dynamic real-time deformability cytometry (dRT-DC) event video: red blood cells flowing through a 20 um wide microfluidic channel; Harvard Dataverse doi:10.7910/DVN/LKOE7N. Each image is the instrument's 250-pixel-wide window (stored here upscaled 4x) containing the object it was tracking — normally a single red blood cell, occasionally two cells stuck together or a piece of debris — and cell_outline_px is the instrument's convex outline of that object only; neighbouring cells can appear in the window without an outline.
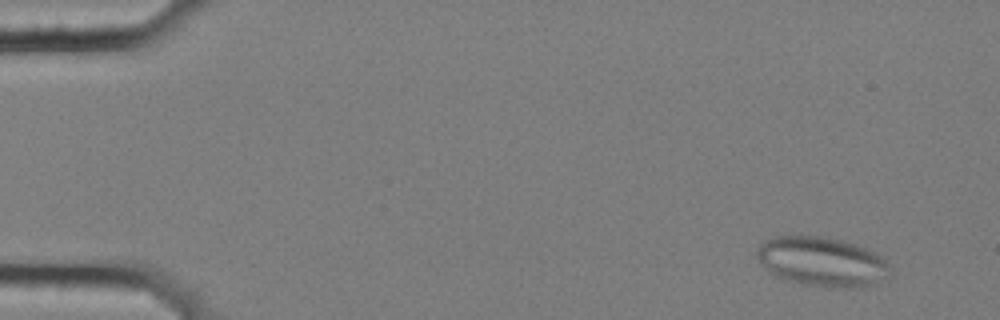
{"species": "common noctule bat (a hibernating species)", "species_latin": "Nyctalus noctula", "temperature_condition": "cold", "stored_images_in_passage": 57, "segment_of_instrument_passage": [1, 2], "camera_frame_rate_fps": 3000, "um_per_image_px": 0.085, "animal": {"sex": "female", "body_mass_g": 25.1}, "frame": {"image": 1, "passage_image": 4, "time_ms": 1.0, "image_size_px": [1000, 320], "cell_outline_px": [[892, 268], [888, 276], [876, 284], [860, 288], [828, 288], [800, 284], [784, 280], [768, 272], [756, 256], [756, 248], [764, 240], [772, 236], [796, 232], [800, 232], [824, 236], [844, 240], [868, 248], [884, 256]], "centroid_in_image_um": [69.86, 22.21], "position_along_channel_um": 15.1, "area_um2": 40.34}}